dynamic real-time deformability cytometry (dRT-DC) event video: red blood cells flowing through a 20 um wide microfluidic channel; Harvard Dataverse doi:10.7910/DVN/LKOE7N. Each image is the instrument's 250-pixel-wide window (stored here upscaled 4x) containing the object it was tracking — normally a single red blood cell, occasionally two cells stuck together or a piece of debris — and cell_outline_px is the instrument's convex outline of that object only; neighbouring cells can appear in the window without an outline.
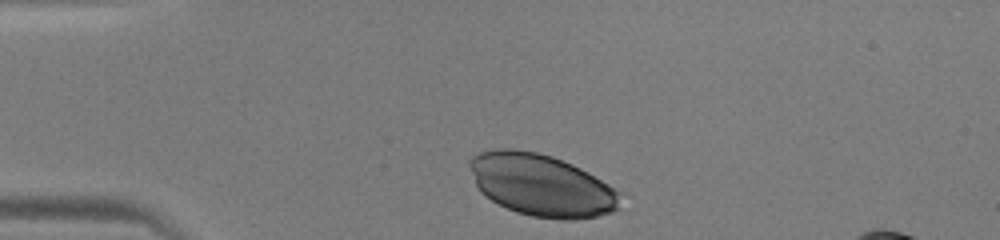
{"species": "human", "species_latin": "Homo sapiens", "temperature_condition": "warm", "stored_images_in_passage": 30, "camera_frame_rate_fps": 3000, "um_per_image_px": 0.085, "donor": {"sex": "male"}, "frame": {"image": 1, "passage_image": 1, "time_ms": 0.0, "image_size_px": [1000, 240], "cell_outline_px": [[620, 208], [612, 212], [596, 216], [576, 220], [560, 220], [532, 216], [516, 212], [492, 200], [480, 192], [476, 184], [468, 164], [468, 160], [472, 156], [480, 152], [492, 148], [516, 148], [536, 152], [552, 156], [572, 164], [588, 172], [608, 184], [620, 192]], "centroid_in_image_um": [46.02, 15.73], "position_along_channel_um": 39.0, "area_um2": 54.68}}
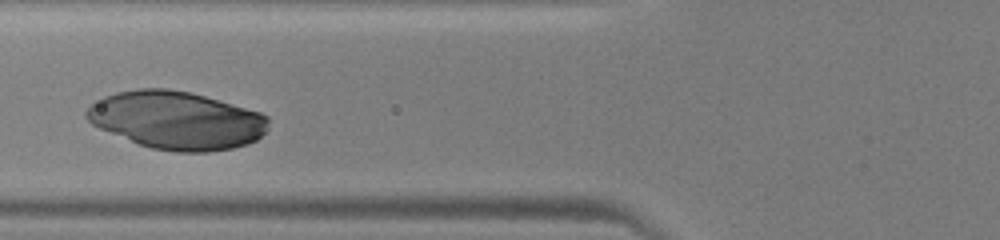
{"frame": {"image": 2, "passage_image": 9, "time_ms": 2.667, "image_size_px": [1000, 240], "cell_outline_px": [[268, 128], [256, 140], [248, 144], [232, 148], [208, 152], [176, 152], [152, 148], [140, 144], [100, 128], [92, 124], [84, 116], [84, 112], [92, 104], [104, 96], [116, 92], [136, 88], [168, 88], [192, 92], [260, 112], [268, 116]], "centroid_in_image_um": [15.01, 10.21], "position_along_channel_um": 110.8, "area_um2": 61.33}}